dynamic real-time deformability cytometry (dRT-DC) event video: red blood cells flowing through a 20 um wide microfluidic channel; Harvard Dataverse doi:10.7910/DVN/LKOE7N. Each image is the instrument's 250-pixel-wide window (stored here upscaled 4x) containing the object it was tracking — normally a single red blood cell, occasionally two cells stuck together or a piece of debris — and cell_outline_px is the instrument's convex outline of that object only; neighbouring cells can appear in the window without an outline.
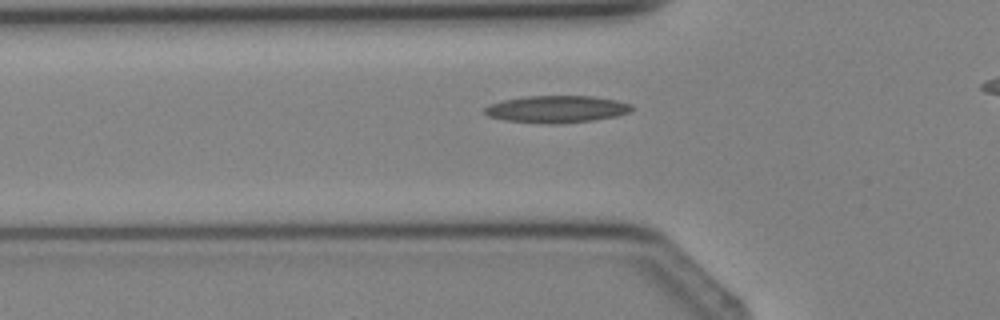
{"species": "Egyptian fruit bat (a non-hibernating species)", "species_latin": "Rousettus aegyptiacus", "temperature_condition": "cold", "stored_images_in_passage": 4, "segment_of_instrument_passage": [1, 2], "camera_frame_rate_fps": 3000, "um_per_image_px": 0.085, "animal": {"sex": "female"}, "frame": {"image": 1, "passage_image": 3, "time_ms": 2.333, "image_size_px": [1000, 320], "cell_outline_px": [[632, 108], [628, 112], [616, 116], [592, 120], [556, 124], [544, 124], [504, 120], [488, 116], [484, 112], [484, 108], [488, 104], [504, 100], [528, 96], [592, 96], [616, 100], [632, 104]], "centroid_in_image_um": [47.28, 9.28], "position_along_channel_um": 78.5, "area_um2": 23.18}}